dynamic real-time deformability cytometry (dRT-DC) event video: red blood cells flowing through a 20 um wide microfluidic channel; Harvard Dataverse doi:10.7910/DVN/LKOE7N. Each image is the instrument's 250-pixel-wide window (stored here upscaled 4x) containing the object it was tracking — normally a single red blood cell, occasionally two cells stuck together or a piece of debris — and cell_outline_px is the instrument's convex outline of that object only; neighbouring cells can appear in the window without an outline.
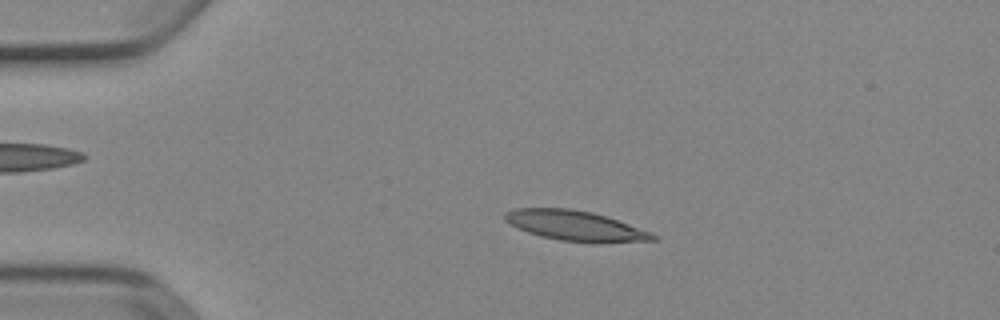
{"species": "Egyptian fruit bat (a non-hibernating species)", "species_latin": "Rousettus aegyptiacus", "temperature_condition": "cold", "stored_images_in_passage": 5, "camera_frame_rate_fps": 3000, "um_per_image_px": 0.085, "animal": {"sex": "female"}, "frame": {"image": 1, "passage_image": 3, "time_ms": 0.667, "image_size_px": [1000, 320], "cell_outline_px": [[660, 236], [656, 240], [596, 244], [592, 244], [560, 240], [540, 236], [528, 232], [504, 220], [504, 212], [516, 208], [572, 208], [592, 212], [652, 232]], "centroid_in_image_um": [48.95, 19.21], "position_along_channel_um": 36.0, "area_um2": 26.18}}
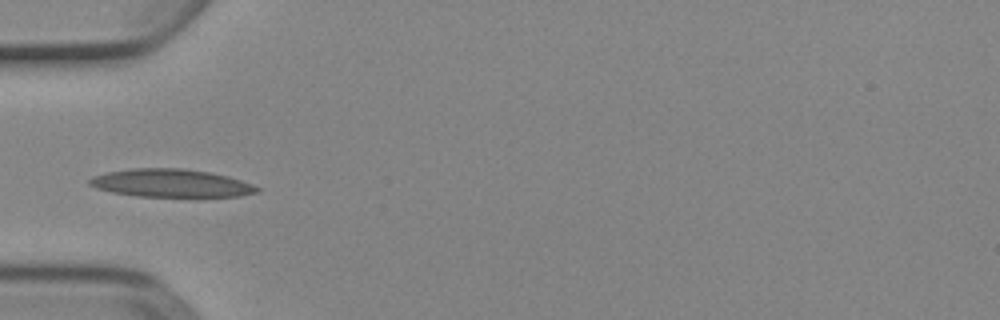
{"frame": {"image": 2, "passage_image": 5, "time_ms": 1.333, "image_size_px": [1000, 320], "cell_outline_px": [[260, 192], [240, 196], [136, 196], [112, 192], [96, 188], [88, 184], [88, 180], [92, 176], [108, 172], [132, 168], [184, 168], [208, 172], [228, 176], [252, 184], [260, 188]], "centroid_in_image_um": [14.53, 15.56], "position_along_channel_um": 70.5, "area_um2": 27.22}}